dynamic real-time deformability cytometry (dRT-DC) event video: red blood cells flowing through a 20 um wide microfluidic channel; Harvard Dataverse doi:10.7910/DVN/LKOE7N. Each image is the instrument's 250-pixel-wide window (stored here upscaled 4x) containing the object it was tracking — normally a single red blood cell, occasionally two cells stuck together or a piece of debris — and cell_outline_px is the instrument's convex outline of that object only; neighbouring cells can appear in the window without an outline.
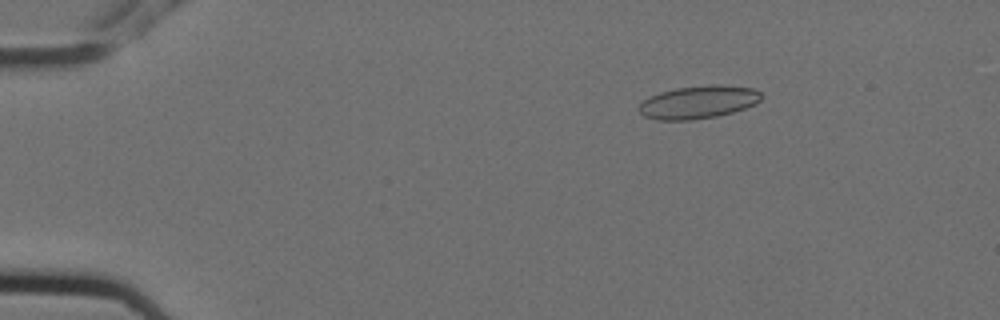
{"species": "Egyptian fruit bat (a non-hibernating species)", "species_latin": "Rousettus aegyptiacus", "temperature_condition": "cold", "stored_images_in_passage": 9, "camera_frame_rate_fps": 3000, "um_per_image_px": 0.085, "animal": {"sex": "female"}, "frame": {"image": 1, "passage_image": 3, "time_ms": 0.667, "image_size_px": [1000, 320], "cell_outline_px": [[760, 100], [756, 104], [732, 112], [716, 116], [692, 120], [656, 120], [644, 116], [640, 112], [640, 104], [644, 100], [660, 92], [676, 88], [712, 84], [720, 84], [752, 88], [760, 92]], "centroid_in_image_um": [59.36, 8.68], "position_along_channel_um": 25.6, "area_um2": 23.29}}
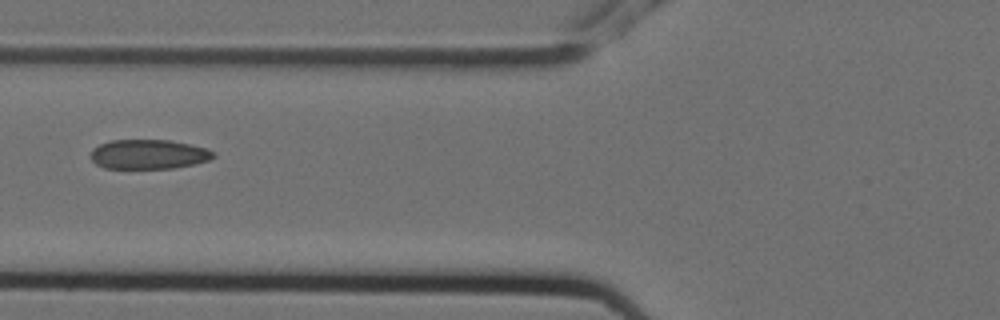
{"frame": {"image": 2, "passage_image": 7, "time_ms": 2.0, "image_size_px": [1000, 320], "cell_outline_px": [[216, 156], [208, 160], [196, 164], [172, 168], [104, 168], [96, 164], [88, 156], [92, 148], [100, 144], [112, 140], [168, 140], [188, 144], [204, 148], [212, 152]], "centroid_in_image_um": [12.57, 13.12], "position_along_channel_um": 113.2, "area_um2": 21.04}}
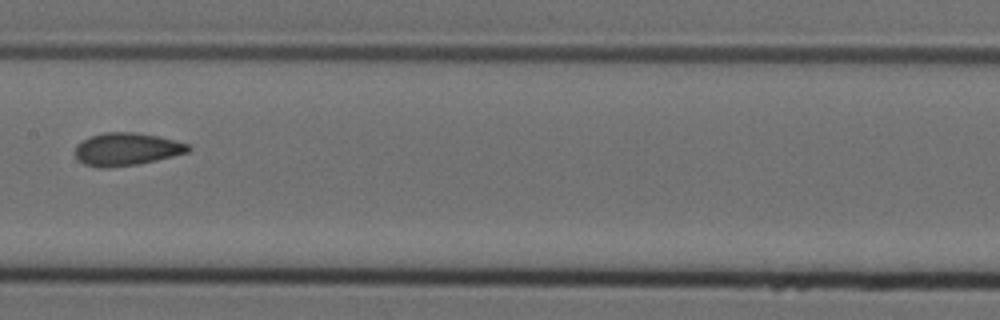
{"frame": {"image": 3, "passage_image": 9, "time_ms": 2.667, "image_size_px": [1000, 320], "cell_outline_px": [[192, 148], [188, 152], [140, 164], [112, 168], [96, 168], [84, 164], [76, 160], [76, 144], [92, 136], [104, 132], [132, 132], [160, 136], [188, 144]], "centroid_in_image_um": [10.74, 12.7], "position_along_channel_um": 196.7, "area_um2": 21.73}}